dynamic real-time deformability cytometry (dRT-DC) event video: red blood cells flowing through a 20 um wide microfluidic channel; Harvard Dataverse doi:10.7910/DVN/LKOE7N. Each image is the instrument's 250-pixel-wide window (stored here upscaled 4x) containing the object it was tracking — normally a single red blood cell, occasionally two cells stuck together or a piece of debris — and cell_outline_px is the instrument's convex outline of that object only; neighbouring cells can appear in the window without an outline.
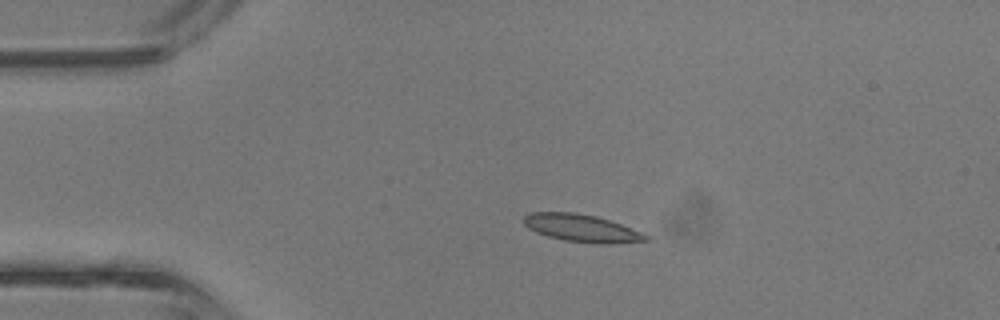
{"species": "common noctule bat (a hibernating species)", "species_latin": "Nyctalus noctula", "temperature_condition": "room temperature", "stored_images_in_passage": 5, "camera_frame_rate_fps": 3000, "um_per_image_px": 0.085, "animal": {"sex": "male", "body_mass_g": 13.3}, "frame": {"image": 1, "passage_image": 3, "time_ms": 0.667, "image_size_px": [1000, 320], "cell_outline_px": [[652, 240], [608, 244], [600, 244], [564, 240], [548, 236], [536, 232], [528, 228], [524, 224], [524, 216], [528, 212], [572, 212], [596, 216], [620, 224], [652, 236]], "centroid_in_image_um": [49.47, 19.4], "position_along_channel_um": 35.5, "area_um2": 19.59}}
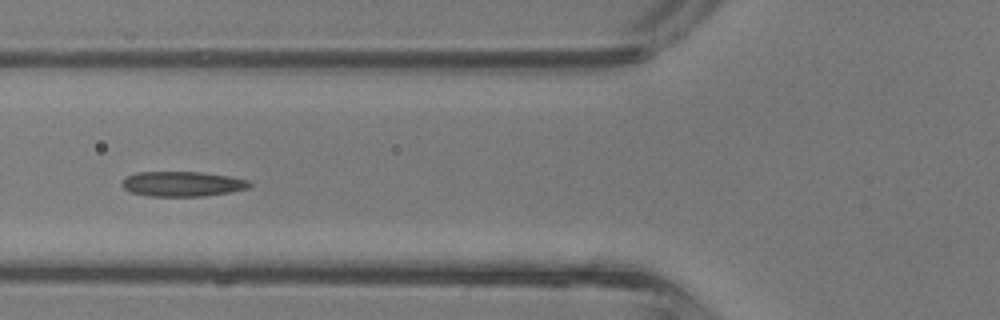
{"frame": {"image": 2, "passage_image": 5, "time_ms": 1.333, "image_size_px": [1000, 320], "cell_outline_px": [[252, 184], [248, 188], [228, 192], [204, 196], [148, 196], [128, 192], [120, 184], [128, 176], [136, 172], [200, 172], [228, 176], [248, 180]], "centroid_in_image_um": [15.47, 15.63], "position_along_channel_um": 110.3, "area_um2": 18.5}}